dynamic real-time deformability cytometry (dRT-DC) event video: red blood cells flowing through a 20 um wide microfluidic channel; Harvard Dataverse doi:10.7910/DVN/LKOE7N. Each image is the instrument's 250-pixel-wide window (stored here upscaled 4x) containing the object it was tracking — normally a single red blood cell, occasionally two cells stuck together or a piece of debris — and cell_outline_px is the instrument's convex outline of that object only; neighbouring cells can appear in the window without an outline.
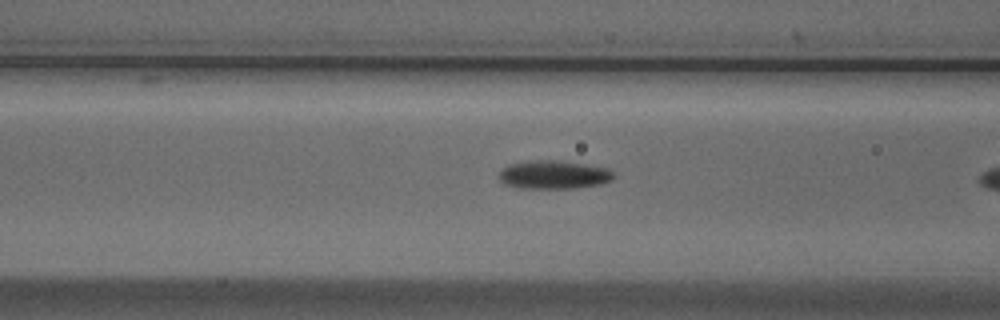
{"species": "Egyptian fruit bat (a non-hibernating species)", "species_latin": "Rousettus aegyptiacus", "temperature_condition": "cold", "stored_images_in_passage": 9, "camera_frame_rate_fps": 3000, "um_per_image_px": 0.085, "animal": {"sex": "male"}, "frame": {"image": 1, "passage_image": 8, "time_ms": 2.333, "image_size_px": [1000, 320], "cell_outline_px": [[616, 176], [612, 180], [600, 184], [576, 188], [520, 188], [504, 184], [500, 180], [500, 172], [508, 164], [532, 160], [560, 160], [608, 168]], "centroid_in_image_um": [47.08, 14.85], "position_along_channel_um": 119.5, "area_um2": 19.02}}